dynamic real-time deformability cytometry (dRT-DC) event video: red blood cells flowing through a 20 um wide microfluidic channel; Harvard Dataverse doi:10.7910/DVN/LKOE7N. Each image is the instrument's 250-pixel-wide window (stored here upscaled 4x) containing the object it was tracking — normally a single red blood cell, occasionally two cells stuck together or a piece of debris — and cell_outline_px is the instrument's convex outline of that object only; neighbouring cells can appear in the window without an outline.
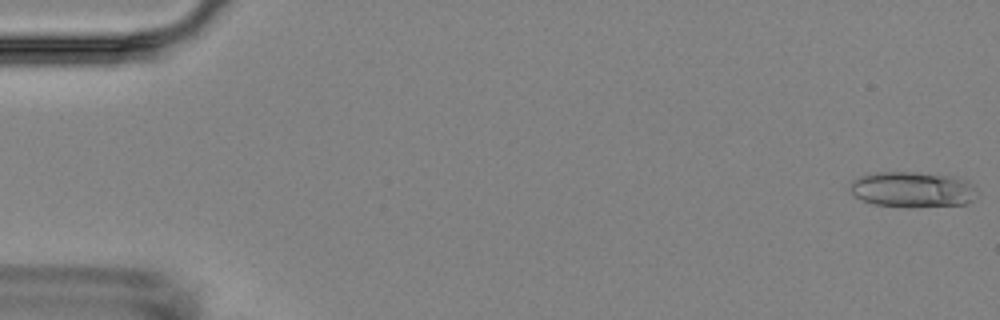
{"species": "Egyptian fruit bat (a non-hibernating species)", "species_latin": "Rousettus aegyptiacus", "temperature_condition": "room temperature", "stored_images_in_passage": 5, "camera_frame_rate_fps": 3000, "um_per_image_px": 0.085, "animal": {"sex": "female"}, "frame": {"image": 1, "passage_image": 1, "time_ms": 0.0, "image_size_px": [1000, 320], "cell_outline_px": [[972, 200], [964, 204], [912, 208], [908, 208], [876, 204], [852, 196], [848, 188], [852, 180], [860, 176], [876, 172], [912, 172], [944, 176], [968, 180], [972, 188]], "centroid_in_image_um": [77.44, 16.12], "position_along_channel_um": 7.6, "area_um2": 26.07}}
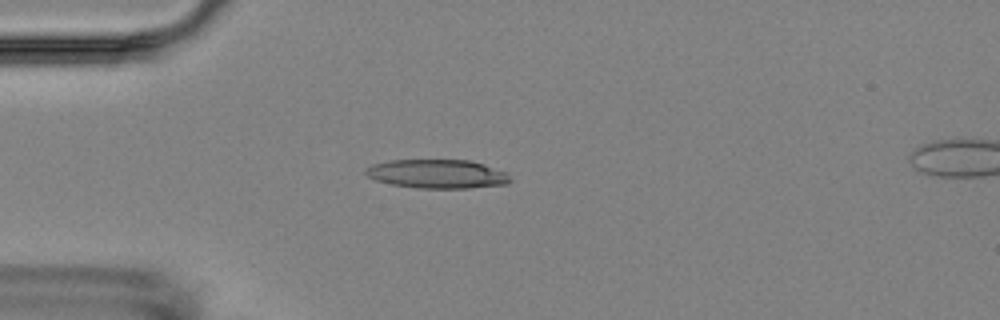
{"frame": {"image": 2, "passage_image": 4, "time_ms": 4.667, "image_size_px": [1000, 320], "cell_outline_px": [[512, 180], [508, 184], [468, 188], [416, 188], [392, 184], [376, 180], [368, 176], [364, 172], [364, 168], [372, 164], [388, 160], [468, 160], [484, 164], [508, 172]], "centroid_in_image_um": [37.18, 14.78], "position_along_channel_um": 47.8, "area_um2": 24.51}}